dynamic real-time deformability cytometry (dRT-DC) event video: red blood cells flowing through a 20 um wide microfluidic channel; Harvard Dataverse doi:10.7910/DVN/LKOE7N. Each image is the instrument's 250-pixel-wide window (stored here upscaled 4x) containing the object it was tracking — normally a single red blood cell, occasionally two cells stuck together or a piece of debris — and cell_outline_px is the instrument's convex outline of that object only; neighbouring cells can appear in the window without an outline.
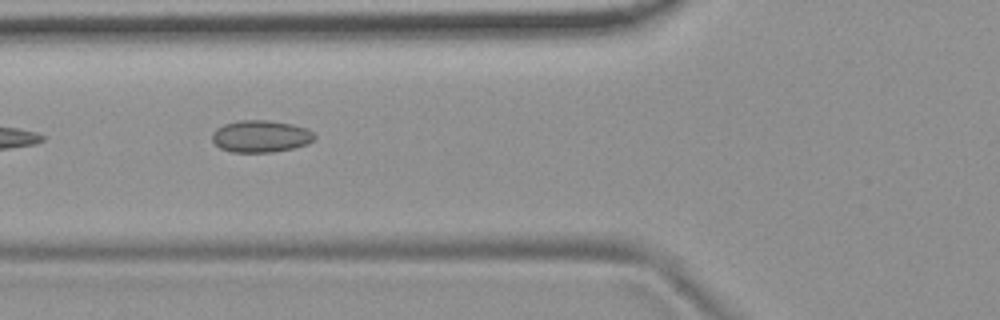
{"species": "common noctule bat (a hibernating species)", "species_latin": "Nyctalus noctula", "temperature_condition": "room temperature", "stored_images_in_passage": 6, "camera_frame_rate_fps": 3000, "um_per_image_px": 0.085, "animal": {"sex": "female", "body_mass_g": 19.9}, "frame": {"image": 1, "passage_image": 5, "time_ms": 1.333, "image_size_px": [1000, 320], "cell_outline_px": [[316, 136], [308, 144], [292, 148], [272, 152], [232, 152], [220, 148], [212, 140], [212, 132], [216, 128], [224, 124], [236, 120], [268, 120], [292, 124], [304, 128], [312, 132]], "centroid_in_image_um": [22.13, 11.58], "position_along_channel_um": 103.7, "area_um2": 19.07}}
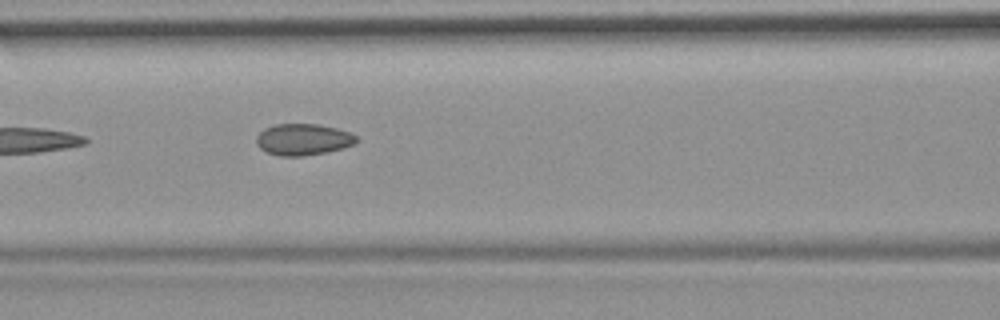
{"frame": {"image": 2, "passage_image": 6, "time_ms": 1.667, "image_size_px": [1000, 320], "cell_outline_px": [[360, 140], [344, 148], [324, 152], [300, 156], [280, 156], [268, 152], [260, 148], [256, 144], [256, 136], [264, 128], [276, 124], [320, 124], [336, 128], [348, 132], [356, 136]], "centroid_in_image_um": [25.75, 11.84], "position_along_channel_um": 140.8, "area_um2": 18.26}}